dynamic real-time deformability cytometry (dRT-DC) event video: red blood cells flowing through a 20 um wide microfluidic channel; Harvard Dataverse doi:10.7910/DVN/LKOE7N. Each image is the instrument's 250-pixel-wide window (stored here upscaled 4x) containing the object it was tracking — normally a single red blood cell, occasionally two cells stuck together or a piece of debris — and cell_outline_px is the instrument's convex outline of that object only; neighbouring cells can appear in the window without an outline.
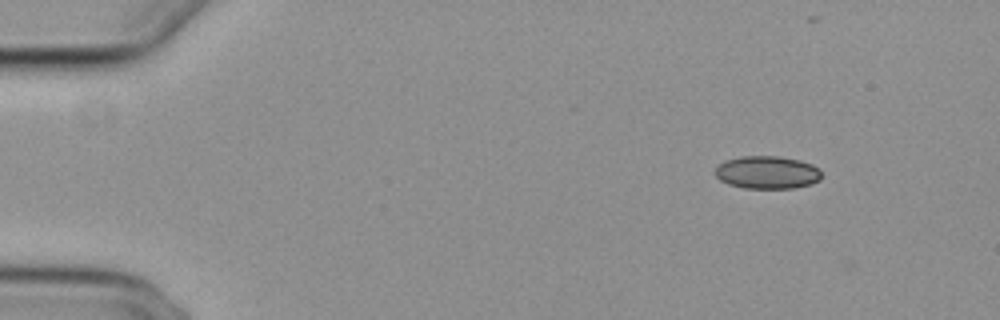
{"species": "common noctule bat (a hibernating species)", "species_latin": "Nyctalus noctula", "temperature_condition": "cold", "stored_images_in_passage": 44, "camera_frame_rate_fps": 3000, "um_per_image_px": 0.085, "animal": {"sex": "female", "body_mass_g": 29.2, "forearm_length_mm": 56.3}, "frame": {"image": 1, "passage_image": 6, "time_ms": 1.667, "image_size_px": [1000, 320], "cell_outline_px": [[820, 180], [812, 184], [792, 188], [744, 188], [728, 184], [720, 180], [716, 176], [716, 168], [724, 160], [740, 156], [780, 156], [800, 160], [812, 164], [820, 172]], "centroid_in_image_um": [65.2, 14.65], "position_along_channel_um": 19.8, "area_um2": 20.35}}
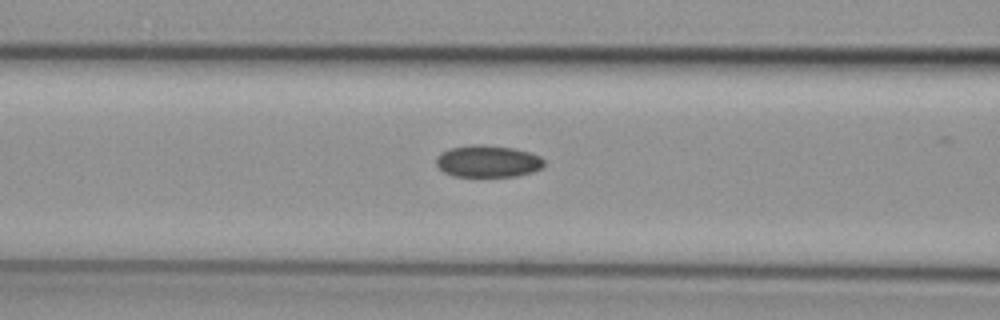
{"frame": {"image": 2, "passage_image": 22, "time_ms": 7.0, "image_size_px": [1000, 320], "cell_outline_px": [[544, 168], [532, 172], [516, 176], [452, 176], [444, 172], [436, 164], [436, 156], [440, 152], [448, 148], [472, 144], [484, 144], [512, 148], [528, 152], [540, 156], [544, 160]], "centroid_in_image_um": [41.45, 13.7], "position_along_channel_um": 125.2, "area_um2": 20.29}}
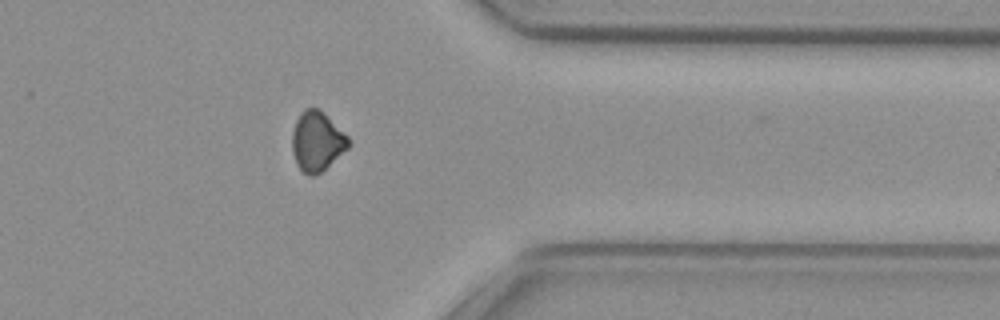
{"frame": {"image": 3, "passage_image": 43, "time_ms": 14.0, "image_size_px": [1000, 320], "cell_outline_px": [[348, 148], [320, 172], [312, 176], [308, 176], [296, 164], [292, 152], [292, 132], [296, 120], [300, 112], [304, 108], [316, 108], [348, 136]], "centroid_in_image_um": [26.89, 12.03], "position_along_channel_um": 384.5, "area_um2": 19.07}}